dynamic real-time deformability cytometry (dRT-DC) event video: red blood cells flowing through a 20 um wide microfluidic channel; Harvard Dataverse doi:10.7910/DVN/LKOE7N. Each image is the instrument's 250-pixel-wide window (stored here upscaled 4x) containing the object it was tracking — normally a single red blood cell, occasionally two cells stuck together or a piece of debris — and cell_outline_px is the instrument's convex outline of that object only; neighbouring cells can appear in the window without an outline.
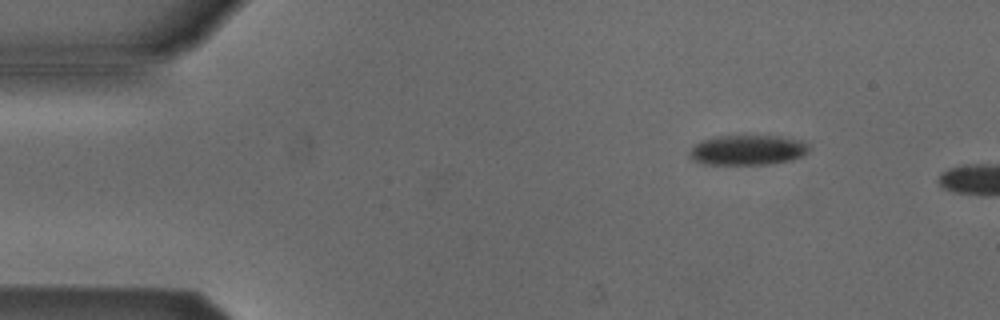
{"species": "Egyptian fruit bat (a non-hibernating species)", "species_latin": "Rousettus aegyptiacus", "temperature_condition": "cold", "stored_images_in_passage": 3, "camera_frame_rate_fps": 3000, "um_per_image_px": 0.085, "animal": {"sex": "male"}, "frame": {"image": 1, "passage_image": 1, "time_ms": 0.0, "image_size_px": [1000, 320], "cell_outline_px": [[812, 148], [808, 152], [792, 160], [768, 164], [704, 164], [692, 160], [688, 156], [688, 152], [692, 144], [700, 140], [712, 136], [780, 136], [804, 140]], "centroid_in_image_um": [63.52, 12.74], "position_along_channel_um": 21.5, "area_um2": 21.39}}